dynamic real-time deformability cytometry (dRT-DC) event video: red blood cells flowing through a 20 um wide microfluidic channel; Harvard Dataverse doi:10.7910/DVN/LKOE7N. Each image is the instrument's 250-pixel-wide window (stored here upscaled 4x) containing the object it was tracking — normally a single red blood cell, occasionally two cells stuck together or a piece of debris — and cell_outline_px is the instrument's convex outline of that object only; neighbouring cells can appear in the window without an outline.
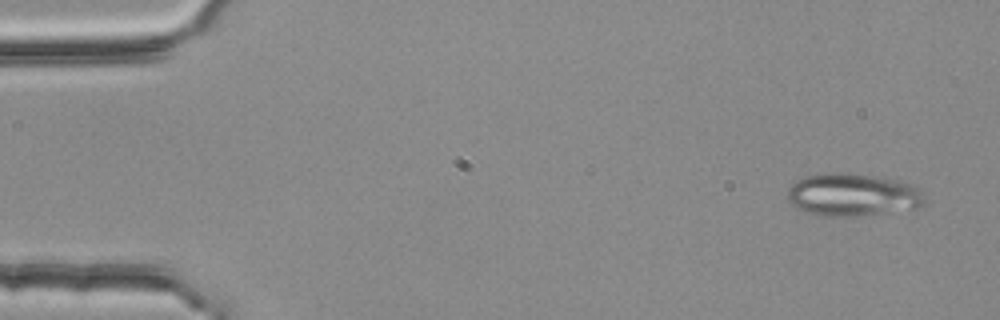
{"species": "common noctule bat (a hibernating species)", "species_latin": "Nyctalus noctula", "temperature_condition": "room temperature", "stored_images_in_passage": 3, "camera_frame_rate_fps": 3000, "um_per_image_px": 0.085, "animal": {"sex": "female", "body_mass_g": 25.1}, "frame": {"image": 1, "passage_image": 1, "time_ms": 0.0, "image_size_px": [1000, 320], "cell_outline_px": [[924, 204], [916, 208], [884, 212], [848, 216], [816, 216], [796, 208], [788, 200], [788, 188], [796, 180], [804, 176], [824, 172], [840, 172], [884, 176], [900, 180], [916, 188], [920, 192], [924, 200]], "centroid_in_image_um": [72.41, 16.53], "position_along_channel_um": 12.6, "area_um2": 34.22}}